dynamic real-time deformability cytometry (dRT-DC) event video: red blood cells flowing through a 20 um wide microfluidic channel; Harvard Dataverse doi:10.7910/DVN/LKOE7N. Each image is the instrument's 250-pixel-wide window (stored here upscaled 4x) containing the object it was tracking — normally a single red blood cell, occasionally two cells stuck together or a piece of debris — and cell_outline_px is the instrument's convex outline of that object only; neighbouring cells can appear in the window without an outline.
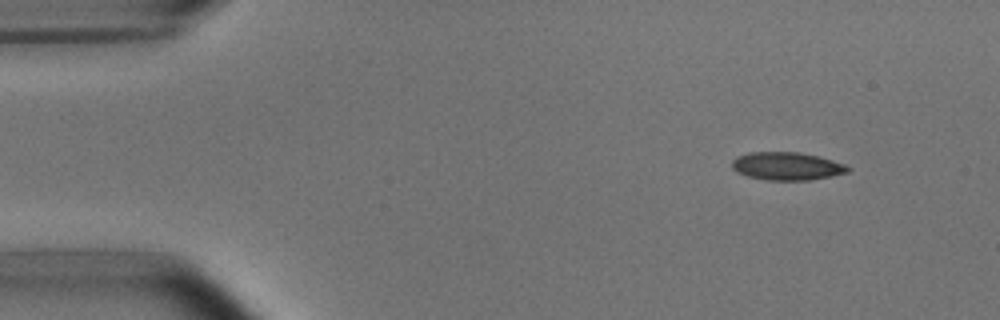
{"species": "common noctule bat (a hibernating species)", "species_latin": "Nyctalus noctula", "temperature_condition": "room temperature", "stored_images_in_passage": 50, "camera_frame_rate_fps": 3000, "um_per_image_px": 0.085, "animal": {"sex": "male", "body_mass_g": 15.6}, "frame": {"image": 1, "passage_image": 3, "time_ms": 0.667, "image_size_px": [1000, 320], "cell_outline_px": [[852, 168], [848, 172], [832, 176], [808, 180], [768, 180], [748, 176], [736, 172], [732, 168], [732, 160], [736, 156], [748, 152], [800, 152], [832, 160], [844, 164]], "centroid_in_image_um": [66.86, 14.12], "position_along_channel_um": 18.1, "area_um2": 18.9}}
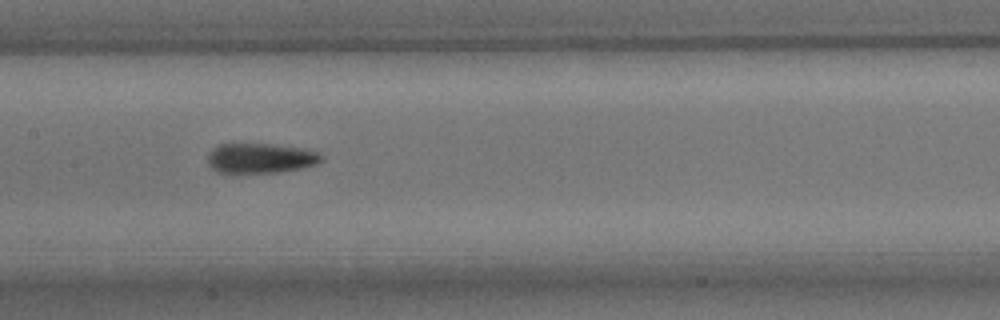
{"frame": {"image": 2, "passage_image": 23, "time_ms": 7.333, "image_size_px": [1000, 320], "cell_outline_px": [[324, 156], [316, 164], [300, 168], [280, 172], [236, 176], [228, 176], [216, 172], [208, 164], [208, 156], [212, 148], [220, 144], [268, 144], [304, 148], [316, 152]], "centroid_in_image_um": [22.05, 13.5], "position_along_channel_um": 185.4, "area_um2": 20.63}}
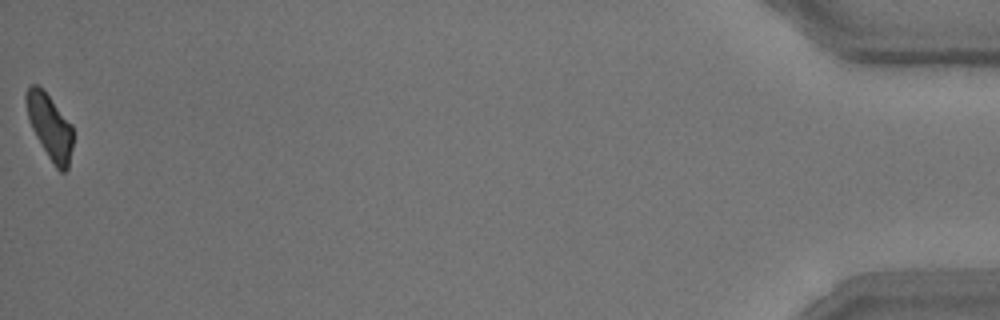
{"frame": {"image": 3, "passage_image": 50, "time_ms": 16.333, "image_size_px": [1000, 320], "cell_outline_px": [[72, 148], [68, 168], [64, 172], [60, 172], [56, 168], [48, 156], [36, 136], [32, 128], [28, 116], [24, 96], [28, 88], [32, 84], [36, 84], [48, 96], [72, 124]], "centroid_in_image_um": [4.24, 10.79], "position_along_channel_um": 431.0, "area_um2": 17.34}, "authors_computed_cell_mechanics": {"area_um2": 19.3052, "velocity_mm_per_s": 3.7985, "shape_relaxation_time_tau1_ms": 5.6456, "shape_relaxation_time_tau2_ms": 1.6341, "deformation_change_tau1": 0.1688, "deformation_change_tau2": 0.0847}}